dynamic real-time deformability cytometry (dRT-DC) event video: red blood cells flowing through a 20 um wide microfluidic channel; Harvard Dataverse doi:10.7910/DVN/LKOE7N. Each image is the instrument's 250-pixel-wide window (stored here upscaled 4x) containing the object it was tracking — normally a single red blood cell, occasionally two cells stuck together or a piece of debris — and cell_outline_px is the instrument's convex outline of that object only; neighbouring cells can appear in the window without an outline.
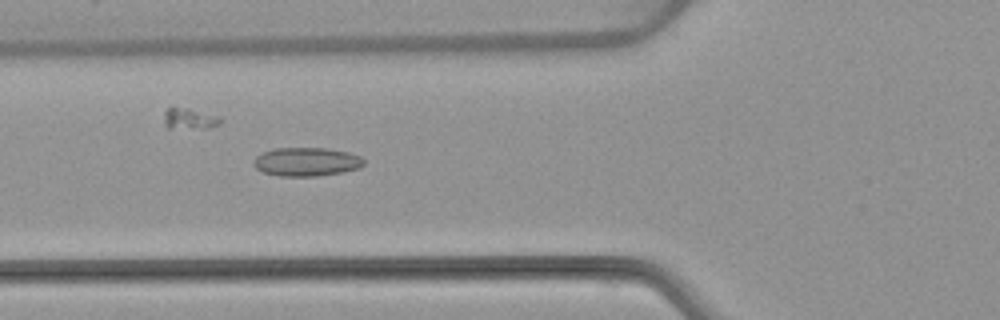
{"species": "common noctule bat (a hibernating species)", "species_latin": "Nyctalus noctula", "temperature_condition": "warm", "stored_images_in_passage": 45, "camera_frame_rate_fps": 3000, "um_per_image_px": 0.085, "animal": {"sex": "female", "body_mass_g": 22.7, "forearm_length_mm": 54.2}, "frame": {"image": 1, "passage_image": 11, "time_ms": 3.333, "image_size_px": [1000, 320], "cell_outline_px": [[364, 164], [360, 168], [344, 172], [316, 176], [280, 176], [264, 172], [256, 168], [252, 164], [252, 160], [256, 156], [272, 148], [324, 148], [348, 152], [360, 156], [364, 160]], "centroid_in_image_um": [26.04, 13.75], "position_along_channel_um": 99.8, "area_um2": 18.5}}
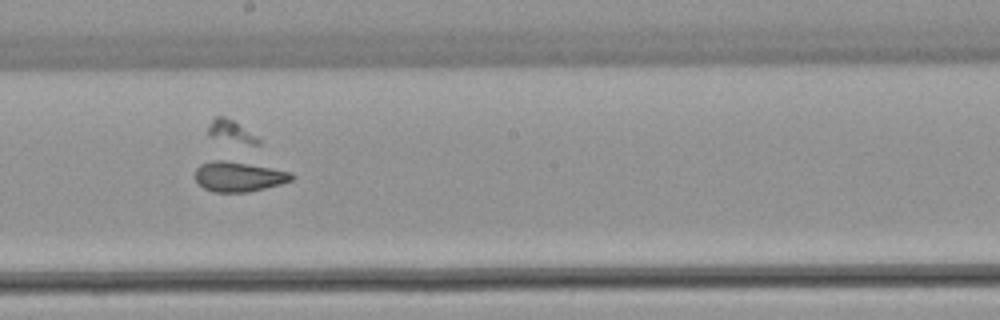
{"frame": {"image": 2, "passage_image": 21, "time_ms": 6.667, "image_size_px": [1000, 320], "cell_outline_px": [[296, 176], [292, 180], [280, 184], [248, 192], [216, 192], [204, 188], [196, 180], [196, 168], [200, 164], [212, 160], [224, 160], [272, 168], [292, 172]], "centroid_in_image_um": [20.31, 15.01], "position_along_channel_um": 227.9, "area_um2": 16.7}}
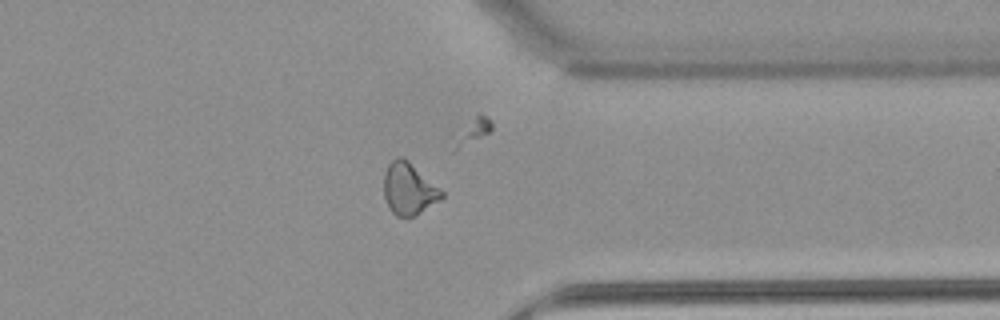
{"frame": {"image": 3, "passage_image": 33, "time_ms": 10.667, "image_size_px": [1000, 320], "cell_outline_px": [[444, 196], [440, 200], [408, 220], [396, 216], [388, 208], [384, 196], [384, 172], [388, 164], [396, 156], [400, 156], [408, 160], [440, 188], [444, 192]], "centroid_in_image_um": [34.73, 16.08], "position_along_channel_um": 376.7, "area_um2": 17.8}, "authors_computed_cell_mechanics": {"area_um2": 17.5134, "velocity_mm_per_s": 3.8424, "shape_relaxation_time_tau1_ms": null, "shape_relaxation_time_tau2_ms": 2.0223, "deformation_change_tau1": null, "deformation_change_tau2": 0.0953}}